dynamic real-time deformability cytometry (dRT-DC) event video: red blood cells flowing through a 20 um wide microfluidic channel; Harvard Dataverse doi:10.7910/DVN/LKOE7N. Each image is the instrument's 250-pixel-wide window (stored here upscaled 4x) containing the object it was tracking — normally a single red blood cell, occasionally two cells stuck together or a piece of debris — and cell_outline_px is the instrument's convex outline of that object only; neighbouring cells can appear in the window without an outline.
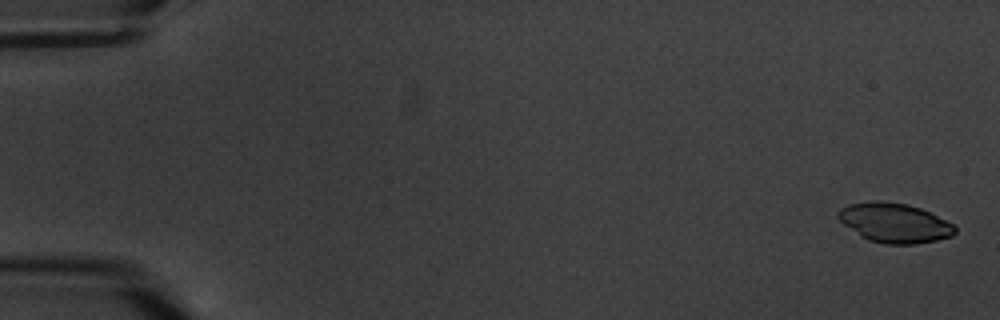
{"species": "common noctule bat (a hibernating species)", "species_latin": "Nyctalus noctula", "temperature_condition": "warm", "stored_images_in_passage": 5, "camera_frame_rate_fps": 3000, "um_per_image_px": 0.085, "animal": {"sex": "male", "body_mass_g": 20.1, "forearm_length_mm": 53.5}, "frame": {"image": 1, "passage_image": 1, "time_ms": 0.0, "image_size_px": [1000, 320], "cell_outline_px": [[956, 232], [952, 236], [936, 240], [916, 244], [884, 244], [868, 240], [860, 236], [844, 224], [836, 216], [836, 212], [840, 208], [848, 204], [868, 200], [880, 200], [908, 204], [920, 208], [952, 224], [956, 228]], "centroid_in_image_um": [75.98, 18.93], "position_along_channel_um": 9.0, "area_um2": 26.99}}